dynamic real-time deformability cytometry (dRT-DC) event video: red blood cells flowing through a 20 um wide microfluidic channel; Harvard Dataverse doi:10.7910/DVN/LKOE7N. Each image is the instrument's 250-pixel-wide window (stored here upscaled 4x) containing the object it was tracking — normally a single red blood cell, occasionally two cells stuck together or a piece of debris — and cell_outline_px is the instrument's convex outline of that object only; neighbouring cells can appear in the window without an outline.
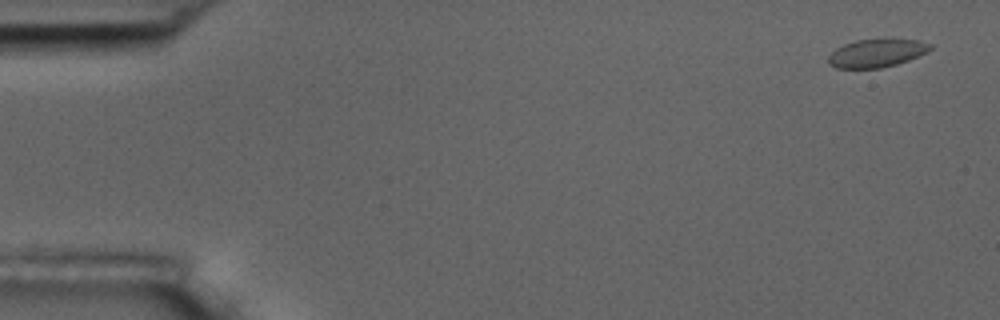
{"species": "common noctule bat (a hibernating species)", "species_latin": "Nyctalus noctula", "temperature_condition": "room temperature", "stored_images_in_passage": 6, "camera_frame_rate_fps": 3000, "um_per_image_px": 0.085, "animal": {"sex": "male", "body_mass_g": 17.5, "forearm_length_mm": 52.3}, "frame": {"image": 1, "passage_image": 1, "time_ms": 0.0, "image_size_px": [1000, 320], "cell_outline_px": [[932, 48], [928, 52], [908, 60], [896, 64], [880, 68], [836, 68], [828, 64], [828, 56], [836, 48], [844, 44], [856, 40], [884, 36], [920, 40], [932, 44]], "centroid_in_image_um": [74.55, 4.46], "position_along_channel_um": 10.5, "area_um2": 17.46}}
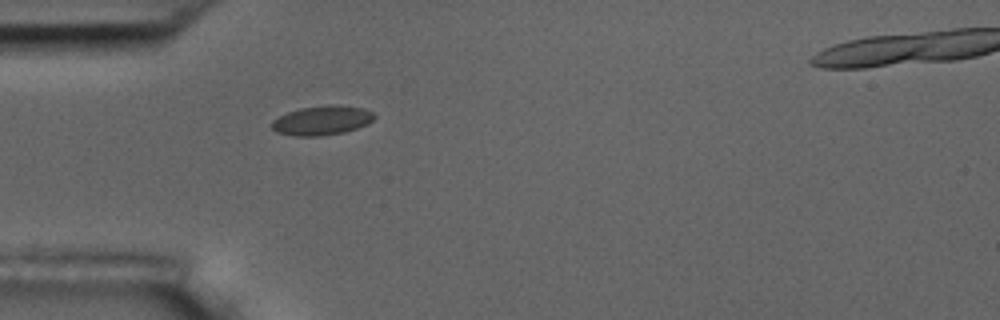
{"frame": {"image": 2, "passage_image": 5, "time_ms": 4.667, "image_size_px": [1000, 320], "cell_outline_px": [[376, 116], [368, 124], [344, 132], [320, 136], [296, 136], [276, 132], [272, 128], [272, 120], [288, 112], [300, 108], [328, 104], [340, 104], [364, 108], [372, 112]], "centroid_in_image_um": [27.38, 10.22], "position_along_channel_um": 57.6, "area_um2": 17.63}}